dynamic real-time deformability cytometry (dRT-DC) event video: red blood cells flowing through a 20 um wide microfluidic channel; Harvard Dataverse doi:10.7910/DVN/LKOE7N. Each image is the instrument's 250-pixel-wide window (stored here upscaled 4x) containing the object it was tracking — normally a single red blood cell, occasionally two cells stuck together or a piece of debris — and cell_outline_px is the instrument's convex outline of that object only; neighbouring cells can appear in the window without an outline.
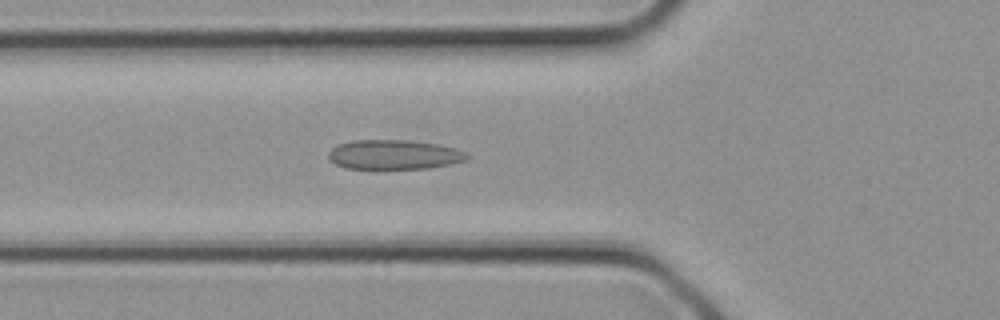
{"species": "common noctule bat (a hibernating species)", "species_latin": "Nyctalus noctula", "temperature_condition": "cold", "stored_images_in_passage": 17, "camera_frame_rate_fps": 3000, "um_per_image_px": 0.085, "animal": {"sex": "female", "body_mass_g": 21.9}, "frame": {"image": 1, "passage_image": 10, "time_ms": 3.0, "image_size_px": [1000, 320], "cell_outline_px": [[472, 156], [468, 160], [452, 164], [428, 168], [344, 168], [328, 160], [328, 152], [332, 148], [340, 144], [352, 140], [408, 140], [440, 144], [456, 148], [468, 152]], "centroid_in_image_um": [33.56, 13.13], "position_along_channel_um": 92.2, "area_um2": 24.1}}
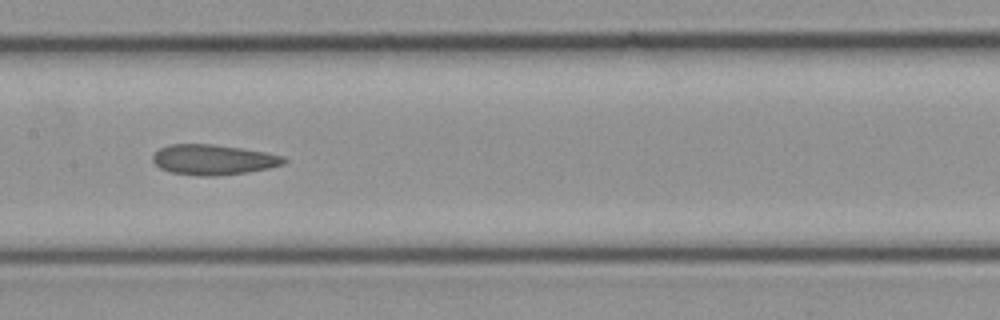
{"frame": {"image": 2, "passage_image": 14, "time_ms": 4.333, "image_size_px": [1000, 320], "cell_outline_px": [[288, 160], [284, 164], [268, 168], [248, 172], [216, 176], [196, 176], [172, 172], [160, 168], [152, 160], [152, 156], [160, 148], [168, 144], [212, 144], [240, 148], [264, 152], [284, 156]], "centroid_in_image_um": [18.13, 13.57], "position_along_channel_um": 189.3, "area_um2": 23.12}}
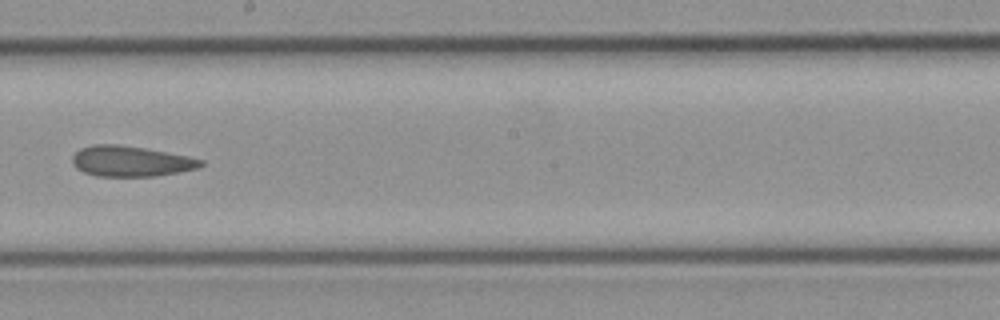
{"frame": {"image": 3, "passage_image": 16, "time_ms": 5.0, "image_size_px": [1000, 320], "cell_outline_px": [[204, 164], [200, 168], [156, 176], [96, 176], [84, 172], [76, 168], [72, 164], [72, 156], [80, 148], [92, 144], [116, 144], [144, 148], [188, 156], [204, 160]], "centroid_in_image_um": [11.11, 13.7], "position_along_channel_um": 237.1, "area_um2": 22.95}}